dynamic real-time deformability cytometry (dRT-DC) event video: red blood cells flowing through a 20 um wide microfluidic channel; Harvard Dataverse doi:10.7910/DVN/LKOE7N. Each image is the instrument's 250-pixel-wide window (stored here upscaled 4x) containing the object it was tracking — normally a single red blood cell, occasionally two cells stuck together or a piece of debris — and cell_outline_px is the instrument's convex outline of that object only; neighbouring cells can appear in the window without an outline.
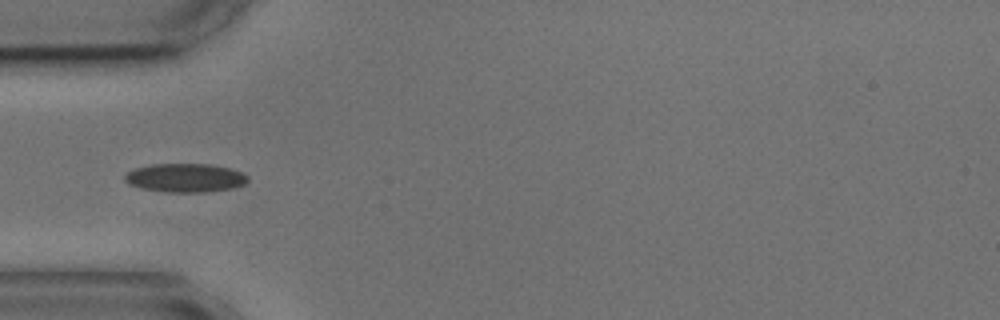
{"species": "common noctule bat (a hibernating species)", "species_latin": "Nyctalus noctula", "temperature_condition": "cold", "stored_images_in_passage": 2, "camera_frame_rate_fps": 3000, "um_per_image_px": 0.085, "animal": {"sex": "male", "body_mass_g": 17.9, "forearm_length_mm": 54.2}, "frame": {"image": 1, "passage_image": 2, "time_ms": 1.333, "image_size_px": [1000, 320], "cell_outline_px": [[248, 180], [244, 184], [232, 188], [204, 192], [164, 192], [144, 188], [128, 184], [124, 180], [124, 176], [128, 172], [136, 168], [152, 164], [208, 164], [228, 168], [240, 172], [248, 176]], "centroid_in_image_um": [15.73, 15.12], "position_along_channel_um": 69.3, "area_um2": 20.35}}